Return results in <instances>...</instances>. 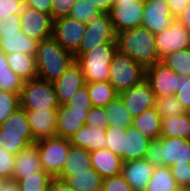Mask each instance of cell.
Instances as JSON below:
<instances>
[{
    "label": "cell",
    "mask_w": 190,
    "mask_h": 191,
    "mask_svg": "<svg viewBox=\"0 0 190 191\" xmlns=\"http://www.w3.org/2000/svg\"><path fill=\"white\" fill-rule=\"evenodd\" d=\"M126 129L108 126L106 128V148L123 161L124 137Z\"/></svg>",
    "instance_id": "74e56055"
},
{
    "label": "cell",
    "mask_w": 190,
    "mask_h": 191,
    "mask_svg": "<svg viewBox=\"0 0 190 191\" xmlns=\"http://www.w3.org/2000/svg\"><path fill=\"white\" fill-rule=\"evenodd\" d=\"M157 54L161 60L166 55L190 46V33L176 19L163 32L155 34Z\"/></svg>",
    "instance_id": "4fadbf2b"
},
{
    "label": "cell",
    "mask_w": 190,
    "mask_h": 191,
    "mask_svg": "<svg viewBox=\"0 0 190 191\" xmlns=\"http://www.w3.org/2000/svg\"><path fill=\"white\" fill-rule=\"evenodd\" d=\"M101 13L87 0H76L71 7L69 16L77 19L78 21L84 22L85 24L92 22L98 18Z\"/></svg>",
    "instance_id": "8d00e7d4"
},
{
    "label": "cell",
    "mask_w": 190,
    "mask_h": 191,
    "mask_svg": "<svg viewBox=\"0 0 190 191\" xmlns=\"http://www.w3.org/2000/svg\"><path fill=\"white\" fill-rule=\"evenodd\" d=\"M38 77L56 81L73 63L74 55L65 50L53 37L39 42L36 54Z\"/></svg>",
    "instance_id": "7a4b0ae2"
},
{
    "label": "cell",
    "mask_w": 190,
    "mask_h": 191,
    "mask_svg": "<svg viewBox=\"0 0 190 191\" xmlns=\"http://www.w3.org/2000/svg\"><path fill=\"white\" fill-rule=\"evenodd\" d=\"M132 127L137 128L150 140L159 139L161 133V118L157 113L156 107L154 106L134 117Z\"/></svg>",
    "instance_id": "f1b7e54d"
},
{
    "label": "cell",
    "mask_w": 190,
    "mask_h": 191,
    "mask_svg": "<svg viewBox=\"0 0 190 191\" xmlns=\"http://www.w3.org/2000/svg\"><path fill=\"white\" fill-rule=\"evenodd\" d=\"M2 73H10V68L7 63L6 53L0 49V74Z\"/></svg>",
    "instance_id": "680465c9"
},
{
    "label": "cell",
    "mask_w": 190,
    "mask_h": 191,
    "mask_svg": "<svg viewBox=\"0 0 190 191\" xmlns=\"http://www.w3.org/2000/svg\"><path fill=\"white\" fill-rule=\"evenodd\" d=\"M90 109L71 108L67 104L59 105L57 109V137L69 139L77 133L83 125Z\"/></svg>",
    "instance_id": "e0dca14e"
},
{
    "label": "cell",
    "mask_w": 190,
    "mask_h": 191,
    "mask_svg": "<svg viewBox=\"0 0 190 191\" xmlns=\"http://www.w3.org/2000/svg\"><path fill=\"white\" fill-rule=\"evenodd\" d=\"M144 0H131L112 6L109 13L115 34L141 27Z\"/></svg>",
    "instance_id": "7c38bea8"
},
{
    "label": "cell",
    "mask_w": 190,
    "mask_h": 191,
    "mask_svg": "<svg viewBox=\"0 0 190 191\" xmlns=\"http://www.w3.org/2000/svg\"><path fill=\"white\" fill-rule=\"evenodd\" d=\"M48 191H75L65 181L54 178L50 183Z\"/></svg>",
    "instance_id": "9f6ffc18"
},
{
    "label": "cell",
    "mask_w": 190,
    "mask_h": 191,
    "mask_svg": "<svg viewBox=\"0 0 190 191\" xmlns=\"http://www.w3.org/2000/svg\"><path fill=\"white\" fill-rule=\"evenodd\" d=\"M53 85L58 104H67L77 93L78 89L86 85L80 65L74 60L68 69L53 82Z\"/></svg>",
    "instance_id": "9a60e30c"
},
{
    "label": "cell",
    "mask_w": 190,
    "mask_h": 191,
    "mask_svg": "<svg viewBox=\"0 0 190 191\" xmlns=\"http://www.w3.org/2000/svg\"><path fill=\"white\" fill-rule=\"evenodd\" d=\"M21 31L20 13L6 16L0 23V34H10Z\"/></svg>",
    "instance_id": "c3c4849f"
},
{
    "label": "cell",
    "mask_w": 190,
    "mask_h": 191,
    "mask_svg": "<svg viewBox=\"0 0 190 191\" xmlns=\"http://www.w3.org/2000/svg\"><path fill=\"white\" fill-rule=\"evenodd\" d=\"M166 66L172 69L177 75L190 77V50L180 49L170 53L161 59Z\"/></svg>",
    "instance_id": "836d02e7"
},
{
    "label": "cell",
    "mask_w": 190,
    "mask_h": 191,
    "mask_svg": "<svg viewBox=\"0 0 190 191\" xmlns=\"http://www.w3.org/2000/svg\"><path fill=\"white\" fill-rule=\"evenodd\" d=\"M54 178L46 172H36L18 179L19 191H48Z\"/></svg>",
    "instance_id": "e575fe53"
},
{
    "label": "cell",
    "mask_w": 190,
    "mask_h": 191,
    "mask_svg": "<svg viewBox=\"0 0 190 191\" xmlns=\"http://www.w3.org/2000/svg\"><path fill=\"white\" fill-rule=\"evenodd\" d=\"M91 166L103 179L122 173V159L107 148L90 152Z\"/></svg>",
    "instance_id": "44dd1931"
},
{
    "label": "cell",
    "mask_w": 190,
    "mask_h": 191,
    "mask_svg": "<svg viewBox=\"0 0 190 191\" xmlns=\"http://www.w3.org/2000/svg\"><path fill=\"white\" fill-rule=\"evenodd\" d=\"M75 191H101L103 178L93 168L87 172L61 173L58 177Z\"/></svg>",
    "instance_id": "484cf974"
},
{
    "label": "cell",
    "mask_w": 190,
    "mask_h": 191,
    "mask_svg": "<svg viewBox=\"0 0 190 191\" xmlns=\"http://www.w3.org/2000/svg\"><path fill=\"white\" fill-rule=\"evenodd\" d=\"M85 29L84 22L70 16L60 17L53 20L52 37L74 55L79 50Z\"/></svg>",
    "instance_id": "30bf717a"
},
{
    "label": "cell",
    "mask_w": 190,
    "mask_h": 191,
    "mask_svg": "<svg viewBox=\"0 0 190 191\" xmlns=\"http://www.w3.org/2000/svg\"><path fill=\"white\" fill-rule=\"evenodd\" d=\"M176 20L180 22L190 33V3L183 10V12L177 16Z\"/></svg>",
    "instance_id": "6f0895ef"
},
{
    "label": "cell",
    "mask_w": 190,
    "mask_h": 191,
    "mask_svg": "<svg viewBox=\"0 0 190 191\" xmlns=\"http://www.w3.org/2000/svg\"><path fill=\"white\" fill-rule=\"evenodd\" d=\"M178 188L170 167L155 166L145 191H175Z\"/></svg>",
    "instance_id": "d6a6232c"
},
{
    "label": "cell",
    "mask_w": 190,
    "mask_h": 191,
    "mask_svg": "<svg viewBox=\"0 0 190 191\" xmlns=\"http://www.w3.org/2000/svg\"><path fill=\"white\" fill-rule=\"evenodd\" d=\"M155 166L145 158L124 162L122 175L132 191H145Z\"/></svg>",
    "instance_id": "ac0fdd59"
},
{
    "label": "cell",
    "mask_w": 190,
    "mask_h": 191,
    "mask_svg": "<svg viewBox=\"0 0 190 191\" xmlns=\"http://www.w3.org/2000/svg\"><path fill=\"white\" fill-rule=\"evenodd\" d=\"M21 31L37 41L52 37L51 15L24 6L20 13Z\"/></svg>",
    "instance_id": "5bb4252c"
},
{
    "label": "cell",
    "mask_w": 190,
    "mask_h": 191,
    "mask_svg": "<svg viewBox=\"0 0 190 191\" xmlns=\"http://www.w3.org/2000/svg\"><path fill=\"white\" fill-rule=\"evenodd\" d=\"M167 3L169 4L172 16L176 19L190 3V0H167Z\"/></svg>",
    "instance_id": "f5cc1de1"
},
{
    "label": "cell",
    "mask_w": 190,
    "mask_h": 191,
    "mask_svg": "<svg viewBox=\"0 0 190 191\" xmlns=\"http://www.w3.org/2000/svg\"><path fill=\"white\" fill-rule=\"evenodd\" d=\"M175 191H190V188L178 187Z\"/></svg>",
    "instance_id": "94428289"
},
{
    "label": "cell",
    "mask_w": 190,
    "mask_h": 191,
    "mask_svg": "<svg viewBox=\"0 0 190 191\" xmlns=\"http://www.w3.org/2000/svg\"><path fill=\"white\" fill-rule=\"evenodd\" d=\"M105 43H117L109 14H101L92 22L86 24L79 50L74 55H82Z\"/></svg>",
    "instance_id": "ba28073f"
},
{
    "label": "cell",
    "mask_w": 190,
    "mask_h": 191,
    "mask_svg": "<svg viewBox=\"0 0 190 191\" xmlns=\"http://www.w3.org/2000/svg\"><path fill=\"white\" fill-rule=\"evenodd\" d=\"M0 191H19V183L14 178L0 179Z\"/></svg>",
    "instance_id": "11a10c76"
},
{
    "label": "cell",
    "mask_w": 190,
    "mask_h": 191,
    "mask_svg": "<svg viewBox=\"0 0 190 191\" xmlns=\"http://www.w3.org/2000/svg\"><path fill=\"white\" fill-rule=\"evenodd\" d=\"M170 169L178 187L190 188V163L172 165Z\"/></svg>",
    "instance_id": "7bdbcfd3"
},
{
    "label": "cell",
    "mask_w": 190,
    "mask_h": 191,
    "mask_svg": "<svg viewBox=\"0 0 190 191\" xmlns=\"http://www.w3.org/2000/svg\"><path fill=\"white\" fill-rule=\"evenodd\" d=\"M19 101L20 107L29 111L57 110L59 108L53 83L39 77L24 81Z\"/></svg>",
    "instance_id": "5b68a950"
},
{
    "label": "cell",
    "mask_w": 190,
    "mask_h": 191,
    "mask_svg": "<svg viewBox=\"0 0 190 191\" xmlns=\"http://www.w3.org/2000/svg\"><path fill=\"white\" fill-rule=\"evenodd\" d=\"M176 96L185 110L190 112V77H182Z\"/></svg>",
    "instance_id": "f907efd6"
},
{
    "label": "cell",
    "mask_w": 190,
    "mask_h": 191,
    "mask_svg": "<svg viewBox=\"0 0 190 191\" xmlns=\"http://www.w3.org/2000/svg\"><path fill=\"white\" fill-rule=\"evenodd\" d=\"M104 111L109 126L122 129H127L132 126L133 117L119 95L104 107Z\"/></svg>",
    "instance_id": "f546056e"
},
{
    "label": "cell",
    "mask_w": 190,
    "mask_h": 191,
    "mask_svg": "<svg viewBox=\"0 0 190 191\" xmlns=\"http://www.w3.org/2000/svg\"><path fill=\"white\" fill-rule=\"evenodd\" d=\"M93 107H105L118 94L108 81L86 82Z\"/></svg>",
    "instance_id": "1f68e13d"
},
{
    "label": "cell",
    "mask_w": 190,
    "mask_h": 191,
    "mask_svg": "<svg viewBox=\"0 0 190 191\" xmlns=\"http://www.w3.org/2000/svg\"><path fill=\"white\" fill-rule=\"evenodd\" d=\"M0 135L21 136L29 145L35 143L26 115L20 106L0 125Z\"/></svg>",
    "instance_id": "7402d4cb"
},
{
    "label": "cell",
    "mask_w": 190,
    "mask_h": 191,
    "mask_svg": "<svg viewBox=\"0 0 190 191\" xmlns=\"http://www.w3.org/2000/svg\"><path fill=\"white\" fill-rule=\"evenodd\" d=\"M91 168L90 151L71 145L61 173L87 172Z\"/></svg>",
    "instance_id": "4dcf8cb0"
},
{
    "label": "cell",
    "mask_w": 190,
    "mask_h": 191,
    "mask_svg": "<svg viewBox=\"0 0 190 191\" xmlns=\"http://www.w3.org/2000/svg\"><path fill=\"white\" fill-rule=\"evenodd\" d=\"M29 125L35 141L56 137L57 110L29 111L26 110Z\"/></svg>",
    "instance_id": "d6986e66"
},
{
    "label": "cell",
    "mask_w": 190,
    "mask_h": 191,
    "mask_svg": "<svg viewBox=\"0 0 190 191\" xmlns=\"http://www.w3.org/2000/svg\"><path fill=\"white\" fill-rule=\"evenodd\" d=\"M28 145L29 144L21 136L0 135V146L13 155H17Z\"/></svg>",
    "instance_id": "60d3db41"
},
{
    "label": "cell",
    "mask_w": 190,
    "mask_h": 191,
    "mask_svg": "<svg viewBox=\"0 0 190 191\" xmlns=\"http://www.w3.org/2000/svg\"><path fill=\"white\" fill-rule=\"evenodd\" d=\"M155 107L160 118L182 115L187 112L176 95L156 98Z\"/></svg>",
    "instance_id": "d590c367"
},
{
    "label": "cell",
    "mask_w": 190,
    "mask_h": 191,
    "mask_svg": "<svg viewBox=\"0 0 190 191\" xmlns=\"http://www.w3.org/2000/svg\"><path fill=\"white\" fill-rule=\"evenodd\" d=\"M174 21L167 0H144L141 27L157 34L167 30Z\"/></svg>",
    "instance_id": "8fae6325"
},
{
    "label": "cell",
    "mask_w": 190,
    "mask_h": 191,
    "mask_svg": "<svg viewBox=\"0 0 190 191\" xmlns=\"http://www.w3.org/2000/svg\"><path fill=\"white\" fill-rule=\"evenodd\" d=\"M67 105L71 108L91 109L93 107V104L89 97L87 85H84L83 87L78 89L77 93H75V95L67 103Z\"/></svg>",
    "instance_id": "f6af8a7d"
},
{
    "label": "cell",
    "mask_w": 190,
    "mask_h": 191,
    "mask_svg": "<svg viewBox=\"0 0 190 191\" xmlns=\"http://www.w3.org/2000/svg\"><path fill=\"white\" fill-rule=\"evenodd\" d=\"M70 144L75 147L94 151L106 148V128L98 126L89 128L83 125L81 129L69 138Z\"/></svg>",
    "instance_id": "603a6c76"
},
{
    "label": "cell",
    "mask_w": 190,
    "mask_h": 191,
    "mask_svg": "<svg viewBox=\"0 0 190 191\" xmlns=\"http://www.w3.org/2000/svg\"><path fill=\"white\" fill-rule=\"evenodd\" d=\"M182 76L159 61L145 69V81L150 85L156 98L176 95Z\"/></svg>",
    "instance_id": "9c48e42d"
},
{
    "label": "cell",
    "mask_w": 190,
    "mask_h": 191,
    "mask_svg": "<svg viewBox=\"0 0 190 191\" xmlns=\"http://www.w3.org/2000/svg\"><path fill=\"white\" fill-rule=\"evenodd\" d=\"M35 143L39 151L42 169L53 178H58L70 151L69 139L56 136L41 139Z\"/></svg>",
    "instance_id": "52a82bcc"
},
{
    "label": "cell",
    "mask_w": 190,
    "mask_h": 191,
    "mask_svg": "<svg viewBox=\"0 0 190 191\" xmlns=\"http://www.w3.org/2000/svg\"><path fill=\"white\" fill-rule=\"evenodd\" d=\"M15 156L0 146V179L13 177Z\"/></svg>",
    "instance_id": "ee69618b"
},
{
    "label": "cell",
    "mask_w": 190,
    "mask_h": 191,
    "mask_svg": "<svg viewBox=\"0 0 190 191\" xmlns=\"http://www.w3.org/2000/svg\"><path fill=\"white\" fill-rule=\"evenodd\" d=\"M119 96L133 118L154 107L156 103L155 94L145 80L142 83L123 91Z\"/></svg>",
    "instance_id": "2e32d148"
},
{
    "label": "cell",
    "mask_w": 190,
    "mask_h": 191,
    "mask_svg": "<svg viewBox=\"0 0 190 191\" xmlns=\"http://www.w3.org/2000/svg\"><path fill=\"white\" fill-rule=\"evenodd\" d=\"M39 41L28 37L22 31L0 34V49L6 53L22 52L36 56Z\"/></svg>",
    "instance_id": "d4e9b609"
},
{
    "label": "cell",
    "mask_w": 190,
    "mask_h": 191,
    "mask_svg": "<svg viewBox=\"0 0 190 191\" xmlns=\"http://www.w3.org/2000/svg\"><path fill=\"white\" fill-rule=\"evenodd\" d=\"M26 7L52 16V0H24Z\"/></svg>",
    "instance_id": "816d5d0a"
},
{
    "label": "cell",
    "mask_w": 190,
    "mask_h": 191,
    "mask_svg": "<svg viewBox=\"0 0 190 191\" xmlns=\"http://www.w3.org/2000/svg\"><path fill=\"white\" fill-rule=\"evenodd\" d=\"M93 5L101 14H109L112 9V0H87Z\"/></svg>",
    "instance_id": "db71d44e"
},
{
    "label": "cell",
    "mask_w": 190,
    "mask_h": 191,
    "mask_svg": "<svg viewBox=\"0 0 190 191\" xmlns=\"http://www.w3.org/2000/svg\"><path fill=\"white\" fill-rule=\"evenodd\" d=\"M85 125L93 129L98 126L107 128L109 126V122L106 119L104 107H92L88 112Z\"/></svg>",
    "instance_id": "b9f144b4"
},
{
    "label": "cell",
    "mask_w": 190,
    "mask_h": 191,
    "mask_svg": "<svg viewBox=\"0 0 190 191\" xmlns=\"http://www.w3.org/2000/svg\"><path fill=\"white\" fill-rule=\"evenodd\" d=\"M145 80V69L118 49L110 63L109 83L119 95Z\"/></svg>",
    "instance_id": "8992f818"
},
{
    "label": "cell",
    "mask_w": 190,
    "mask_h": 191,
    "mask_svg": "<svg viewBox=\"0 0 190 191\" xmlns=\"http://www.w3.org/2000/svg\"><path fill=\"white\" fill-rule=\"evenodd\" d=\"M9 68L24 81L38 77L36 57L22 52L6 54Z\"/></svg>",
    "instance_id": "83f0119b"
},
{
    "label": "cell",
    "mask_w": 190,
    "mask_h": 191,
    "mask_svg": "<svg viewBox=\"0 0 190 191\" xmlns=\"http://www.w3.org/2000/svg\"><path fill=\"white\" fill-rule=\"evenodd\" d=\"M131 0H112V6L118 5L122 2H130Z\"/></svg>",
    "instance_id": "91938a15"
},
{
    "label": "cell",
    "mask_w": 190,
    "mask_h": 191,
    "mask_svg": "<svg viewBox=\"0 0 190 191\" xmlns=\"http://www.w3.org/2000/svg\"><path fill=\"white\" fill-rule=\"evenodd\" d=\"M20 106L19 94L0 90V125Z\"/></svg>",
    "instance_id": "f35d334b"
},
{
    "label": "cell",
    "mask_w": 190,
    "mask_h": 191,
    "mask_svg": "<svg viewBox=\"0 0 190 191\" xmlns=\"http://www.w3.org/2000/svg\"><path fill=\"white\" fill-rule=\"evenodd\" d=\"M150 142L137 128L128 127L124 137L123 163L144 158Z\"/></svg>",
    "instance_id": "cb8c5ba5"
},
{
    "label": "cell",
    "mask_w": 190,
    "mask_h": 191,
    "mask_svg": "<svg viewBox=\"0 0 190 191\" xmlns=\"http://www.w3.org/2000/svg\"><path fill=\"white\" fill-rule=\"evenodd\" d=\"M117 51V43L100 44L82 55H74L86 82L109 81L110 63Z\"/></svg>",
    "instance_id": "277c9868"
},
{
    "label": "cell",
    "mask_w": 190,
    "mask_h": 191,
    "mask_svg": "<svg viewBox=\"0 0 190 191\" xmlns=\"http://www.w3.org/2000/svg\"><path fill=\"white\" fill-rule=\"evenodd\" d=\"M36 172H45L41 167L39 151L36 143L23 148L14 160L13 177L18 180Z\"/></svg>",
    "instance_id": "ffe728a7"
},
{
    "label": "cell",
    "mask_w": 190,
    "mask_h": 191,
    "mask_svg": "<svg viewBox=\"0 0 190 191\" xmlns=\"http://www.w3.org/2000/svg\"><path fill=\"white\" fill-rule=\"evenodd\" d=\"M24 80L10 69V73L0 74V90L20 95Z\"/></svg>",
    "instance_id": "ab89813d"
},
{
    "label": "cell",
    "mask_w": 190,
    "mask_h": 191,
    "mask_svg": "<svg viewBox=\"0 0 190 191\" xmlns=\"http://www.w3.org/2000/svg\"><path fill=\"white\" fill-rule=\"evenodd\" d=\"M101 191H132L122 174L103 179Z\"/></svg>",
    "instance_id": "bcb514c9"
},
{
    "label": "cell",
    "mask_w": 190,
    "mask_h": 191,
    "mask_svg": "<svg viewBox=\"0 0 190 191\" xmlns=\"http://www.w3.org/2000/svg\"><path fill=\"white\" fill-rule=\"evenodd\" d=\"M144 158L154 166L190 163V140L179 137L151 140Z\"/></svg>",
    "instance_id": "3957f363"
},
{
    "label": "cell",
    "mask_w": 190,
    "mask_h": 191,
    "mask_svg": "<svg viewBox=\"0 0 190 191\" xmlns=\"http://www.w3.org/2000/svg\"><path fill=\"white\" fill-rule=\"evenodd\" d=\"M76 0H52V19L69 16Z\"/></svg>",
    "instance_id": "681fc988"
},
{
    "label": "cell",
    "mask_w": 190,
    "mask_h": 191,
    "mask_svg": "<svg viewBox=\"0 0 190 191\" xmlns=\"http://www.w3.org/2000/svg\"><path fill=\"white\" fill-rule=\"evenodd\" d=\"M117 49L147 69L161 61L157 54L155 34L143 27L116 34Z\"/></svg>",
    "instance_id": "6da1fadb"
},
{
    "label": "cell",
    "mask_w": 190,
    "mask_h": 191,
    "mask_svg": "<svg viewBox=\"0 0 190 191\" xmlns=\"http://www.w3.org/2000/svg\"><path fill=\"white\" fill-rule=\"evenodd\" d=\"M160 137H179L190 140V112L161 118Z\"/></svg>",
    "instance_id": "4316f807"
},
{
    "label": "cell",
    "mask_w": 190,
    "mask_h": 191,
    "mask_svg": "<svg viewBox=\"0 0 190 191\" xmlns=\"http://www.w3.org/2000/svg\"><path fill=\"white\" fill-rule=\"evenodd\" d=\"M24 6V0H0V23L10 14L21 13Z\"/></svg>",
    "instance_id": "7dc6e473"
}]
</instances>
